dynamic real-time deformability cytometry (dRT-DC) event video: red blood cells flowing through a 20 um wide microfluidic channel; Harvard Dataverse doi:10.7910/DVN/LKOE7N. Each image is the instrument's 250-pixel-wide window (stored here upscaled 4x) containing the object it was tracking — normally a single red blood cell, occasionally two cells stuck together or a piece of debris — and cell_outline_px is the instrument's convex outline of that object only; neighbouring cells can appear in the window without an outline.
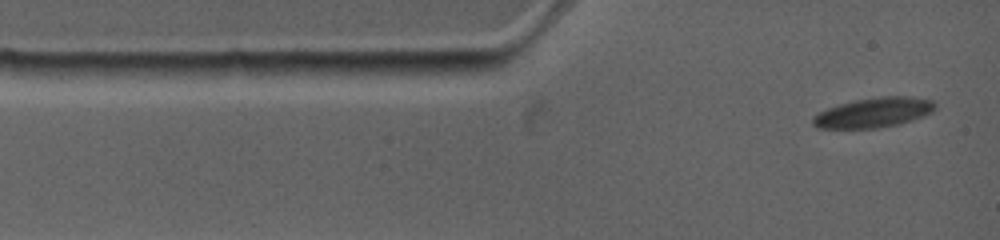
{"species": "common noctule bat (a hibernating species)", "species_latin": "Nyctalus noctula", "temperature_condition": "warm", "stored_images_in_passage": 46, "camera_frame_rate_fps": 4500, "um_per_image_px": 0.085, "animal": {"sex": "female", "body_mass_g": 19.0, "forearm_length_mm": 53.3}, "frame": {"image": 1, "passage_image": 1, "time_ms": 0.0, "image_size_px": [1000, 240], "cell_outline_px": [[932, 108], [928, 112], [892, 124], [868, 128], [824, 128], [816, 124], [816, 116], [832, 108], [860, 100], [924, 100], [932, 104]], "centroid_in_image_um": [74.1, 9.65], "position_along_channel_um": 10.9, "area_um2": 17.57}}
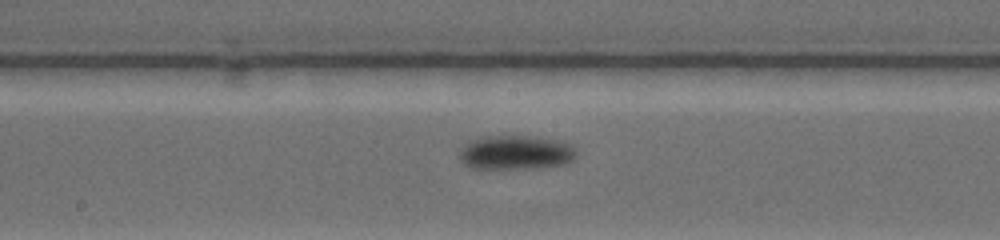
{"frame": {"image": 2, "passage_image": 20, "time_ms": 6.444, "image_size_px": [1000, 240], "cell_outline_px": [[572, 156], [568, 160], [556, 164], [508, 168], [480, 168], [468, 164], [464, 160], [464, 152], [472, 144], [484, 140], [512, 136], [540, 140], [560, 144], [568, 148], [572, 152]], "centroid_in_image_um": [43.8, 13.02], "position_along_channel_um": 204.4, "area_um2": 19.25}}
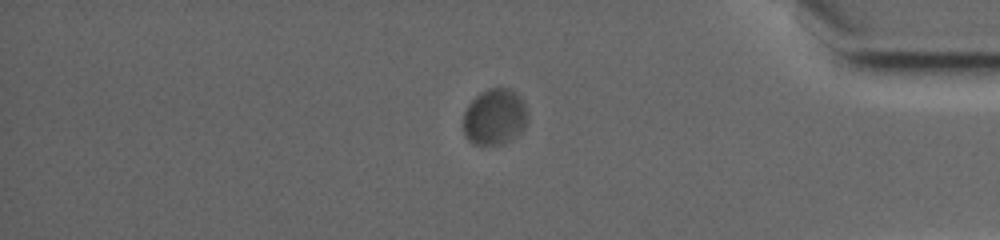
{"frame": {"image": 3, "passage_image": 39, "time_ms": 12.667, "image_size_px": [1000, 240], "cell_outline_px": [[528, 120], [524, 128], [512, 140], [496, 144], [472, 144], [464, 136], [464, 112], [468, 104], [480, 92], [488, 88], [508, 88], [516, 92], [524, 100]], "centroid_in_image_um": [42.05, 9.92], "position_along_channel_um": 393.1, "area_um2": 21.21}, "authors_computed_cell_mechanics": {"area_um2": 19.7387, "velocity_mm_per_s": 3.5286, "shape_relaxation_time_tau1_ms": 3.097, "shape_relaxation_time_tau2_ms": null, "deformation_change_tau1": 0.0768, "deformation_change_tau2": null}}